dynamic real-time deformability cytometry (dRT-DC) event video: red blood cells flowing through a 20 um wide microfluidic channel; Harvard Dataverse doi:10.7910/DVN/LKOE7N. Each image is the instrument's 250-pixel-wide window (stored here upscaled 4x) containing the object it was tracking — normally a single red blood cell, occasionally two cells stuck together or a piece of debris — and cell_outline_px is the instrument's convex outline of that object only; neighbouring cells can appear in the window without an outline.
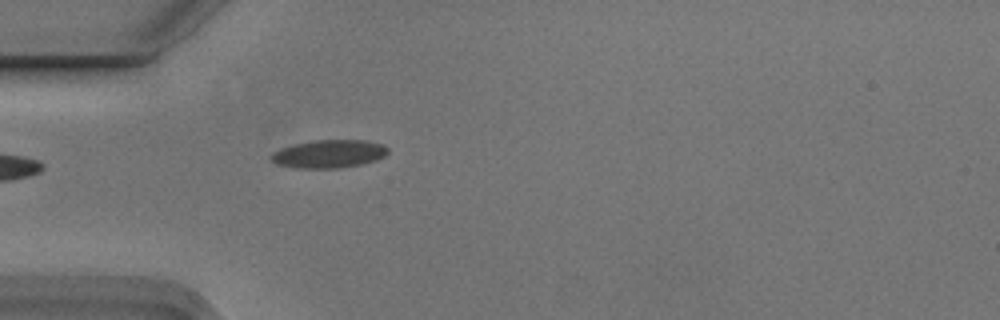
{"species": "Egyptian fruit bat (a non-hibernating species)", "species_latin": "Rousettus aegyptiacus", "temperature_condition": "cold", "stored_images_in_passage": 5, "camera_frame_rate_fps": 3000, "um_per_image_px": 0.085, "animal": {"sex": "male"}, "frame": {"image": 1, "passage_image": 5, "time_ms": 1.333, "image_size_px": [1000, 320], "cell_outline_px": [[388, 152], [384, 156], [376, 160], [360, 164], [340, 168], [296, 168], [276, 164], [272, 160], [272, 152], [280, 148], [296, 144], [316, 140], [364, 140], [384, 144], [388, 148]], "centroid_in_image_um": [27.98, 13.08], "position_along_channel_um": 57.0, "area_um2": 19.02}}